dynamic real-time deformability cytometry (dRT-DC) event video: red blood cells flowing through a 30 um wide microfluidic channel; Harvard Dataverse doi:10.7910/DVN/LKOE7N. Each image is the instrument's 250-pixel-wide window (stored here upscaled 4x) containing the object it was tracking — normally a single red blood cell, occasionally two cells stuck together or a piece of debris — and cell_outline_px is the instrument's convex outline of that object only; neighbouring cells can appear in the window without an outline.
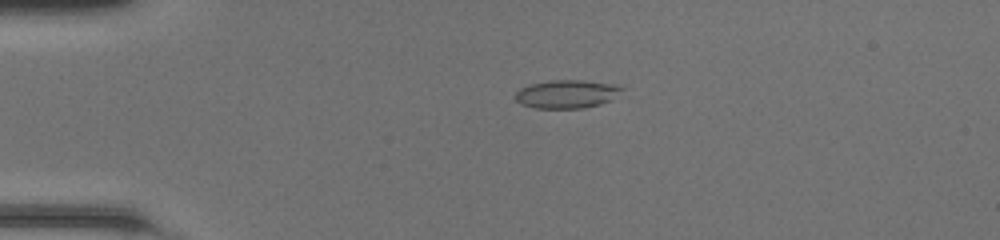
{"species": "common noctule bat (a hibernating species)", "species_latin": "Nyctalus noctula", "temperature_condition": "room temperature", "stored_images_in_passage": 39, "camera_frame_rate_fps": 3000, "um_per_image_px": 0.085, "animal": {"sex": "female", "body_mass_g": 20.0, "forearm_length_mm": 54.0}, "frame": {"image": 1, "passage_image": 2, "time_ms": 0.333, "image_size_px": [1000, 240], "cell_outline_px": [[628, 88], [612, 100], [600, 104], [584, 108], [536, 108], [520, 104], [516, 100], [516, 92], [520, 88], [528, 84], [548, 80], [580, 80], [616, 84]], "centroid_in_image_um": [48.23, 7.98], "position_along_channel_um": 36.8, "area_um2": 17.92}}
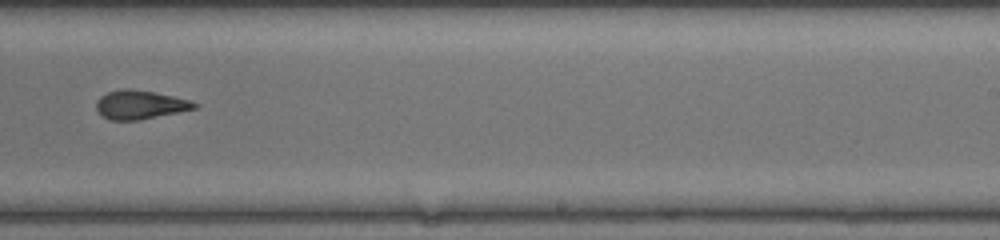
{"frame": {"image": 2, "passage_image": 22, "time_ms": 7.0, "image_size_px": [1000, 240], "cell_outline_px": [[200, 104], [196, 108], [140, 120], [108, 120], [100, 116], [96, 108], [96, 100], [100, 96], [108, 92], [124, 88], [132, 88], [156, 92], [192, 100]], "centroid_in_image_um": [11.89, 8.89], "position_along_channel_um": 277.1, "area_um2": 16.76}}
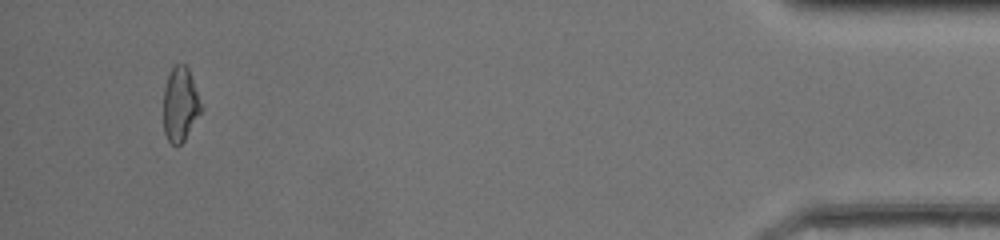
{"frame": {"image": 3, "passage_image": 37, "time_ms": 12.0, "image_size_px": [1000, 240], "cell_outline_px": [[204, 108], [184, 140], [180, 144], [172, 144], [168, 140], [164, 132], [164, 88], [168, 72], [172, 64], [184, 64], [188, 68]], "centroid_in_image_um": [15.33, 8.83], "position_along_channel_um": 419.9, "area_um2": 16.47}, "authors_computed_cell_mechanics": {"area_um2": 16.8776, "velocity_mm_per_s": 4.3044, "shape_relaxation_time_tau1_ms": null, "shape_relaxation_time_tau2_ms": 1.7924, "deformation_change_tau1": null, "deformation_change_tau2": 0.1006}}